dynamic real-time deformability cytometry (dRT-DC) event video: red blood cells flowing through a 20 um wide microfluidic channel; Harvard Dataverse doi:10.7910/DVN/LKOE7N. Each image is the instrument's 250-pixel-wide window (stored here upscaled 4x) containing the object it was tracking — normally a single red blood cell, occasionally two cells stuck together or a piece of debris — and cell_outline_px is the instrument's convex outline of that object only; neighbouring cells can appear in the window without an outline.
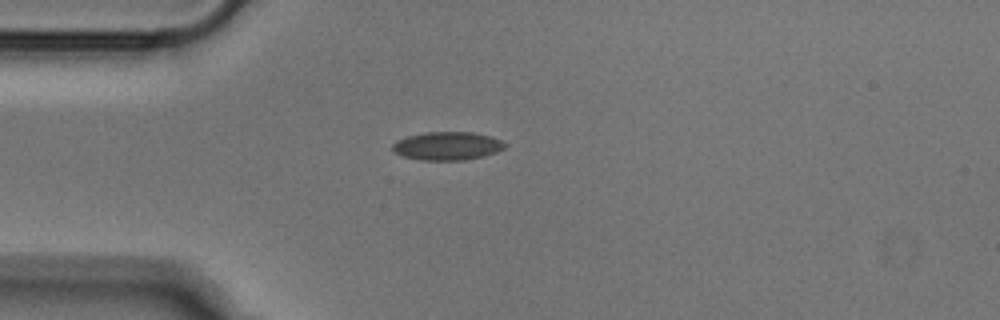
{"species": "Egyptian fruit bat (a non-hibernating species)", "species_latin": "Rousettus aegyptiacus", "temperature_condition": "cold", "stored_images_in_passage": 48, "camera_frame_rate_fps": 3000, "um_per_image_px": 0.085, "animal": {"sex": "male"}, "frame": {"image": 1, "passage_image": 10, "time_ms": 3.0, "image_size_px": [1000, 320], "cell_outline_px": [[508, 144], [504, 148], [496, 152], [484, 156], [464, 160], [420, 160], [404, 156], [392, 152], [392, 144], [396, 140], [404, 136], [424, 132], [472, 132], [492, 136]], "centroid_in_image_um": [37.99, 12.4], "position_along_channel_um": 47.0, "area_um2": 18.79}}
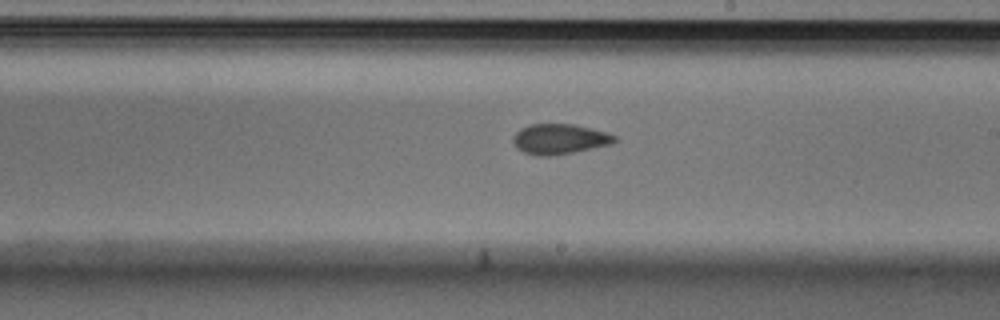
{"frame": {"image": 2, "passage_image": 26, "time_ms": 8.333, "image_size_px": [1000, 320], "cell_outline_px": [[616, 140], [612, 144], [572, 152], [548, 156], [536, 156], [524, 152], [516, 148], [512, 140], [512, 136], [520, 128], [528, 124], [572, 124], [608, 132], [616, 136]], "centroid_in_image_um": [47.52, 11.81], "position_along_channel_um": 241.5, "area_um2": 17.92}}
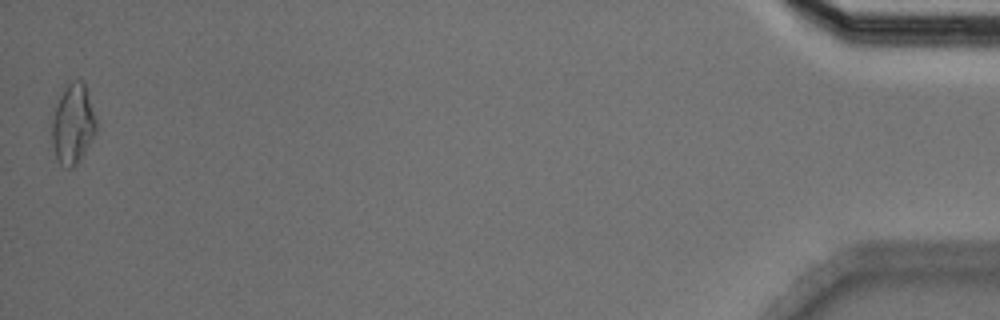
{"frame": {"image": 3, "passage_image": 48, "time_ms": 15.667, "image_size_px": [1000, 320], "cell_outline_px": [[96, 132], [80, 160], [72, 168], [64, 168], [60, 164], [56, 156], [52, 144], [52, 120], [60, 96], [68, 84], [72, 80], [80, 80], [84, 84], [96, 120]], "centroid_in_image_um": [6.19, 10.6], "position_along_channel_um": 429.0, "area_um2": 20.17}}